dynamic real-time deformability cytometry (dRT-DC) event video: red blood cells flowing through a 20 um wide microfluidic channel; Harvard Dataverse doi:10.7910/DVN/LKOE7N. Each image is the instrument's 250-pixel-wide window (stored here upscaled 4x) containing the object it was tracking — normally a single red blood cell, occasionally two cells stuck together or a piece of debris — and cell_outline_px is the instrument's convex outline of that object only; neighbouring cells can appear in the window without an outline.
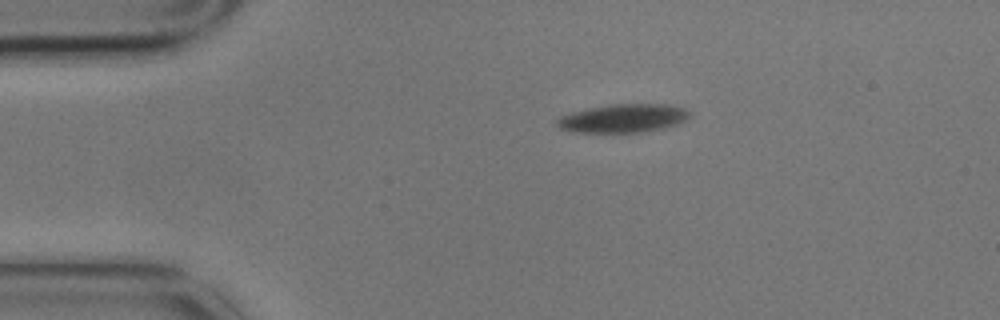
{"species": "common noctule bat (a hibernating species)", "species_latin": "Nyctalus noctula", "temperature_condition": "cold", "stored_images_in_passage": 2, "camera_frame_rate_fps": 3000, "um_per_image_px": 0.085, "animal": {"sex": "male", "body_mass_g": 17.9}, "frame": {"image": 1, "passage_image": 1, "time_ms": 0.0, "image_size_px": [1000, 320], "cell_outline_px": [[692, 116], [688, 120], [664, 128], [644, 132], [572, 132], [560, 128], [556, 124], [556, 120], [560, 116], [572, 112], [588, 108], [612, 104], [668, 104], [684, 108], [692, 112]], "centroid_in_image_um": [53.02, 10.05], "position_along_channel_um": 32.0, "area_um2": 22.2}}